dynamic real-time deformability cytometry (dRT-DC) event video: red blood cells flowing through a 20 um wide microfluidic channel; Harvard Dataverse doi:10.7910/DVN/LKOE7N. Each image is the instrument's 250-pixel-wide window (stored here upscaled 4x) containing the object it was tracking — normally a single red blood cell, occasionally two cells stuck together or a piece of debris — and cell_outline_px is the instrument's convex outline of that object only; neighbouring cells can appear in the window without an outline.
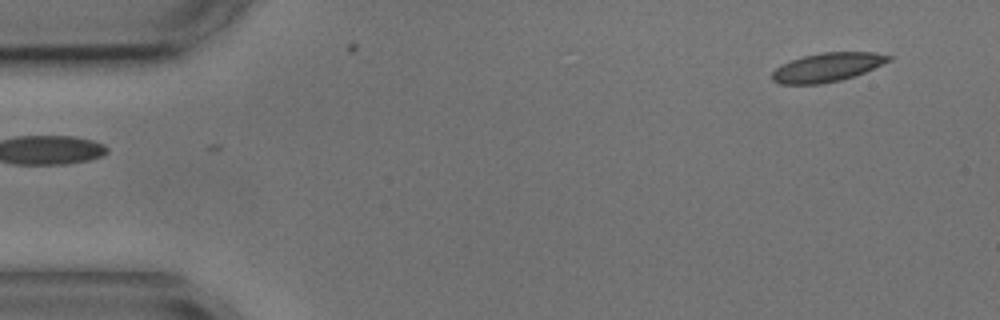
{"species": "common noctule bat (a hibernating species)", "species_latin": "Nyctalus noctula", "temperature_condition": "cold", "stored_images_in_passage": 2, "camera_frame_rate_fps": 3000, "um_per_image_px": 0.085, "animal": {"sex": "male", "body_mass_g": 17.9, "forearm_length_mm": 54.2}, "frame": {"image": 1, "passage_image": 1, "time_ms": 0.0, "image_size_px": [1000, 320], "cell_outline_px": [[892, 60], [864, 72], [840, 80], [820, 84], [780, 84], [772, 80], [772, 72], [776, 68], [792, 60], [804, 56], [820, 52], [876, 52], [892, 56]], "centroid_in_image_um": [70.33, 5.71], "position_along_channel_um": 14.7, "area_um2": 19.42}}